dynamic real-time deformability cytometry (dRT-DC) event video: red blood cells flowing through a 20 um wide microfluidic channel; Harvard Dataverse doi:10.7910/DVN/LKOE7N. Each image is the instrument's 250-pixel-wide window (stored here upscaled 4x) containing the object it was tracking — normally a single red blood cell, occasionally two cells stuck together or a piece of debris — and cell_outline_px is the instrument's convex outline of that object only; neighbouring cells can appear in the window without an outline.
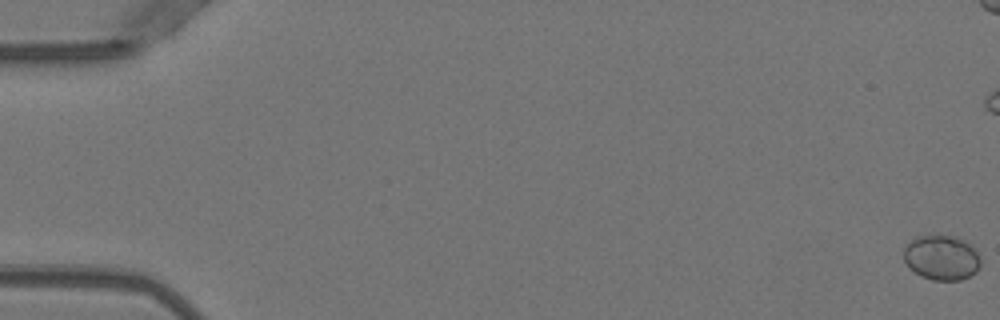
{"species": "Egyptian fruit bat (a non-hibernating species)", "species_latin": "Rousettus aegyptiacus", "temperature_condition": "warm", "stored_images_in_passage": 54, "camera_frame_rate_fps": 3000, "um_per_image_px": 0.085, "animal": {"sex": "female"}, "frame": {"image": 1, "passage_image": 1, "time_ms": 0.0, "image_size_px": [1000, 320], "cell_outline_px": [[980, 264], [976, 272], [960, 280], [932, 280], [920, 276], [904, 260], [904, 248], [916, 236], [952, 236], [964, 240], [976, 252], [980, 260]], "centroid_in_image_um": [80.03, 21.91], "position_along_channel_um": 5.0, "area_um2": 19.65}}
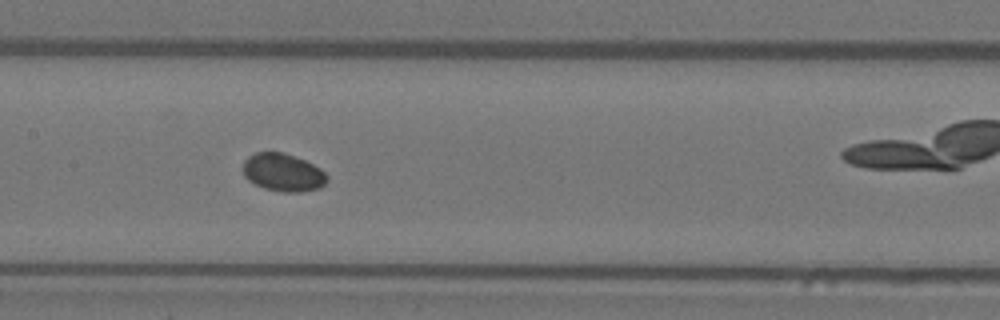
{"frame": {"image": 2, "passage_image": 27, "time_ms": 8.667, "image_size_px": [1000, 320], "cell_outline_px": [[328, 180], [320, 188], [300, 192], [284, 192], [264, 188], [248, 180], [244, 176], [240, 168], [244, 160], [248, 156], [256, 152], [280, 152], [304, 160], [320, 168], [328, 176]], "centroid_in_image_um": [24.02, 14.66], "position_along_channel_um": 183.4, "area_um2": 18.61}}
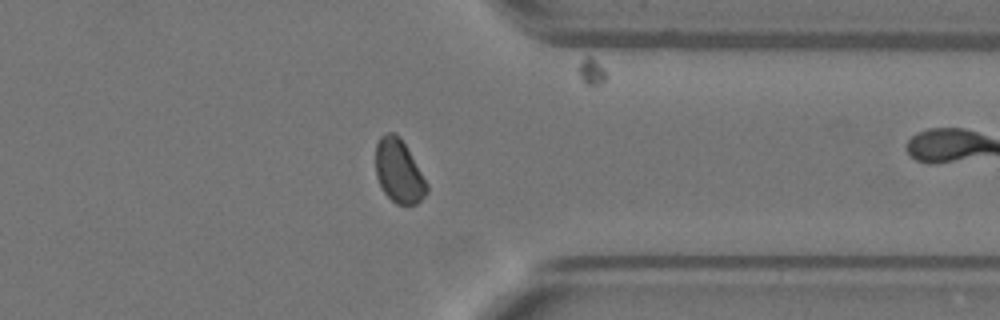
{"frame": {"image": 3, "passage_image": 42, "time_ms": 13.667, "image_size_px": [1000, 320], "cell_outline_px": [[428, 192], [416, 204], [396, 204], [384, 192], [376, 176], [376, 144], [380, 136], [388, 132], [392, 132], [400, 136], [428, 184]], "centroid_in_image_um": [33.9, 14.54], "position_along_channel_um": 377.5, "area_um2": 18.73}}